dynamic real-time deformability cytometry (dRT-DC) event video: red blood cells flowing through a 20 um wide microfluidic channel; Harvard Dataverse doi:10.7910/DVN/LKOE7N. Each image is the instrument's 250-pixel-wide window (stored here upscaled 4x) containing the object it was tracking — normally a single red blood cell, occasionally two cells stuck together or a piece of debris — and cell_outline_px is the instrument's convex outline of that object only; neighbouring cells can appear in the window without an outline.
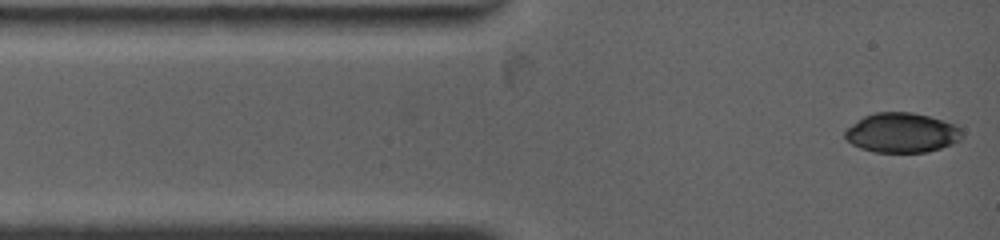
{"species": "common noctule bat (a hibernating species)", "species_latin": "Nyctalus noctula", "temperature_condition": "warm", "stored_images_in_passage": 13, "camera_frame_rate_fps": 4500, "um_per_image_px": 0.085, "animal": {"sex": "female", "body_mass_g": 19.0, "forearm_length_mm": 53.3}, "frame": {"image": 1, "passage_image": 1, "time_ms": 0.0, "image_size_px": [1000, 240], "cell_outline_px": [[964, 136], [960, 140], [952, 144], [928, 152], [876, 152], [860, 148], [852, 144], [844, 136], [844, 132], [852, 124], [864, 116], [876, 112], [912, 112], [928, 116], [956, 124], [964, 132]], "centroid_in_image_um": [76.69, 11.28], "position_along_channel_um": 8.3, "area_um2": 27.17}}
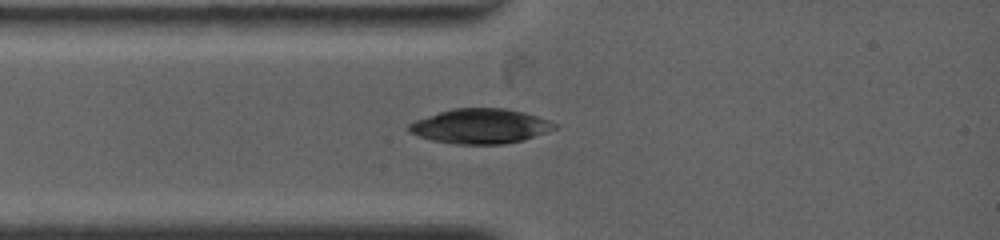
{"frame": {"image": 2, "passage_image": 12, "time_ms": 2.0, "image_size_px": [1000, 240], "cell_outline_px": [[556, 128], [548, 132], [524, 140], [504, 144], [456, 144], [432, 140], [408, 132], [408, 124], [416, 120], [452, 108], [504, 108], [524, 112], [548, 120], [556, 124]], "centroid_in_image_um": [40.84, 10.73], "position_along_channel_um": 44.2, "area_um2": 29.42}}